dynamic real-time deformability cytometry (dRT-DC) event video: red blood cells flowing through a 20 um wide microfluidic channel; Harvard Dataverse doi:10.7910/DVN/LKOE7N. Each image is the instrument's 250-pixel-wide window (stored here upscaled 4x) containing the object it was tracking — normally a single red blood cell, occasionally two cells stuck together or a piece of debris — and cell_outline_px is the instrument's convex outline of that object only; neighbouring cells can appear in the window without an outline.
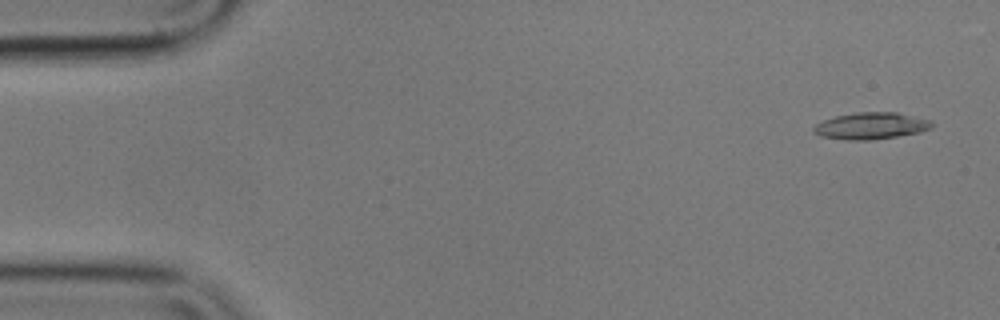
{"species": "common noctule bat (a hibernating species)", "species_latin": "Nyctalus noctula", "temperature_condition": "cold", "stored_images_in_passage": 56, "camera_frame_rate_fps": 3000, "um_per_image_px": 0.085, "animal": {"sex": "male", "body_mass_g": 17.9}, "frame": {"image": 1, "passage_image": 3, "time_ms": 0.667, "image_size_px": [1000, 320], "cell_outline_px": [[932, 128], [920, 132], [872, 140], [844, 140], [820, 136], [812, 132], [812, 128], [816, 124], [824, 120], [836, 116], [856, 112], [896, 112], [932, 120]], "centroid_in_image_um": [74.02, 10.7], "position_along_channel_um": 11.0, "area_um2": 18.5}}
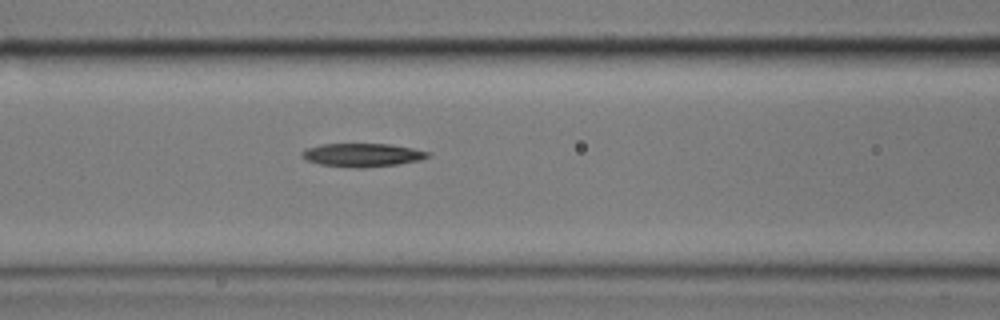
{"frame": {"image": 2, "passage_image": 23, "time_ms": 7.333, "image_size_px": [1000, 320], "cell_outline_px": [[432, 156], [420, 160], [396, 164], [364, 168], [356, 168], [320, 164], [308, 160], [300, 156], [300, 152], [308, 148], [320, 144], [392, 144], [432, 152]], "centroid_in_image_um": [30.84, 13.17], "position_along_channel_um": 135.8, "area_um2": 17.22}}
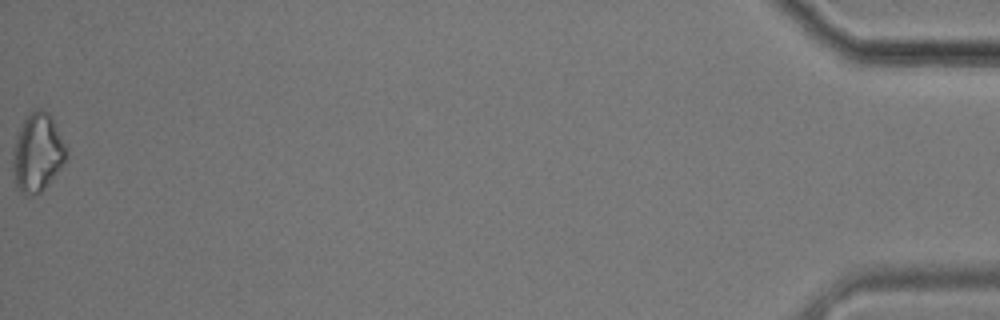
{"frame": {"image": 3, "passage_image": 56, "time_ms": 18.333, "image_size_px": [1000, 320], "cell_outline_px": [[68, 156], [64, 164], [44, 188], [40, 192], [28, 196], [16, 184], [12, 168], [12, 152], [20, 128], [28, 112], [36, 108], [44, 108], [48, 112], [68, 148]], "centroid_in_image_um": [3.21, 12.93], "position_along_channel_um": 432.0, "area_um2": 24.33}, "authors_computed_cell_mechanics": {"area_um2": 17.2244, "velocity_mm_per_s": 3.6, "shape_relaxation_time_tau1_ms": 5.3062, "shape_relaxation_time_tau2_ms": null, "deformation_change_tau1": 0.1787, "deformation_change_tau2": null}}